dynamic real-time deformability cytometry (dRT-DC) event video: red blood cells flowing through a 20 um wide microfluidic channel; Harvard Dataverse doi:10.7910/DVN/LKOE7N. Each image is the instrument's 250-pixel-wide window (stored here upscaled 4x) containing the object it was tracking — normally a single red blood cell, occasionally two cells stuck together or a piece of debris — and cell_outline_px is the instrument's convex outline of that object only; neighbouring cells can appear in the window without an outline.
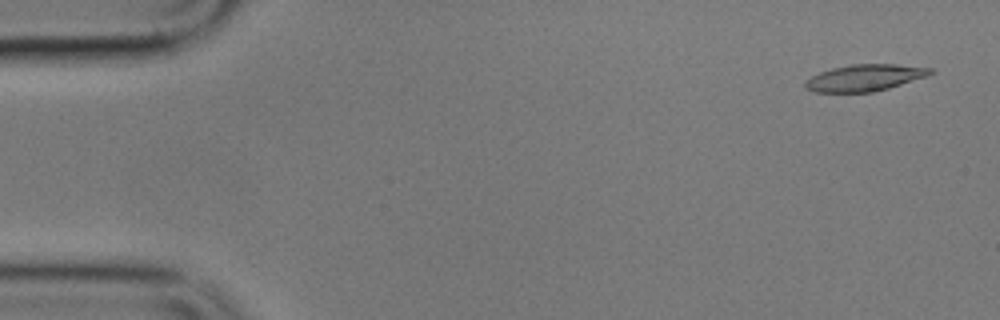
{"species": "common noctule bat (a hibernating species)", "species_latin": "Nyctalus noctula", "temperature_condition": "cold", "stored_images_in_passage": 4, "camera_frame_rate_fps": 3000, "um_per_image_px": 0.085, "animal": {"sex": "male", "body_mass_g": 17.9}, "frame": {"image": 1, "passage_image": 1, "time_ms": 0.0, "image_size_px": [1000, 320], "cell_outline_px": [[936, 72], [928, 76], [888, 88], [872, 92], [816, 92], [804, 88], [804, 84], [812, 76], [820, 72], [832, 68], [852, 64], [896, 64], [932, 68]], "centroid_in_image_um": [73.54, 6.6], "position_along_channel_um": 11.5, "area_um2": 19.36}}
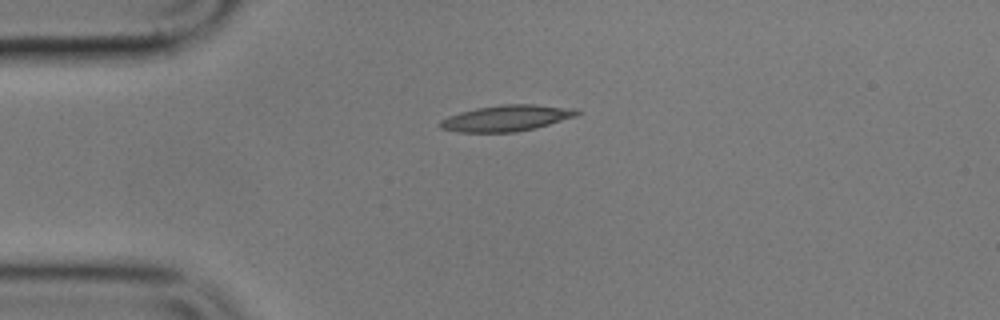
{"frame": {"image": 2, "passage_image": 4, "time_ms": 3.667, "image_size_px": [1000, 320], "cell_outline_px": [[580, 112], [576, 116], [536, 128], [516, 132], [460, 132], [440, 128], [440, 120], [448, 116], [460, 112], [476, 108], [504, 104], [536, 104], [576, 108]], "centroid_in_image_um": [43.08, 10.03], "position_along_channel_um": 41.9, "area_um2": 20.81}}